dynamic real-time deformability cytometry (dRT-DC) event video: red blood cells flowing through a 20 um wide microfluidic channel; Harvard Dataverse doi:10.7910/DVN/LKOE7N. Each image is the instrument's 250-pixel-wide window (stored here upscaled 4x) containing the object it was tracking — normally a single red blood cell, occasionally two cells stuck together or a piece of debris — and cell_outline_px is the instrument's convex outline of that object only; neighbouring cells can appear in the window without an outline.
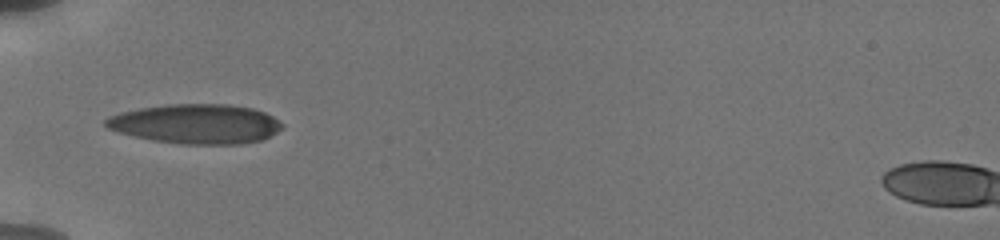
{"species": "human", "species_latin": "Homo sapiens", "temperature_condition": "cold", "stored_images_in_passage": 38, "camera_frame_rate_fps": 3000, "um_per_image_px": 0.085, "donor": {"sex": "male"}, "frame": {"image": 1, "passage_image": 1, "time_ms": 0.0, "image_size_px": [1000, 240], "cell_outline_px": [[284, 128], [260, 140], [240, 144], [180, 144], [152, 140], [116, 132], [108, 128], [104, 124], [104, 120], [108, 116], [120, 112], [140, 108], [168, 104], [228, 104], [252, 108], [264, 112], [272, 116], [284, 124]], "centroid_in_image_um": [16.63, 10.53], "position_along_channel_um": 68.4, "area_um2": 40.81}}
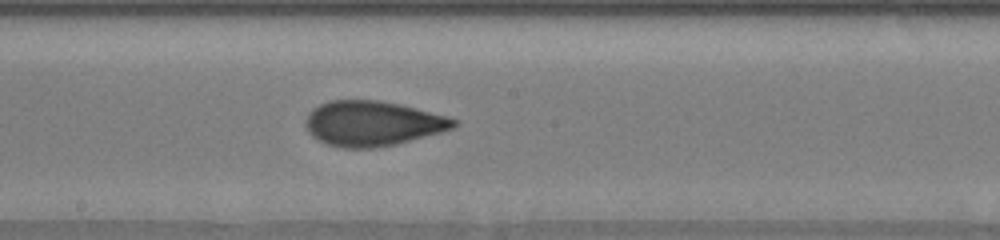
{"frame": {"image": 2, "passage_image": 25, "time_ms": 4.0, "image_size_px": [1000, 240], "cell_outline_px": [[460, 124], [452, 128], [440, 132], [396, 144], [372, 148], [344, 148], [328, 144], [312, 136], [308, 132], [304, 124], [304, 120], [308, 112], [312, 108], [328, 100], [380, 100], [400, 104], [448, 116], [460, 120]], "centroid_in_image_um": [31.66, 10.48], "position_along_channel_um": 216.5, "area_um2": 39.07}}
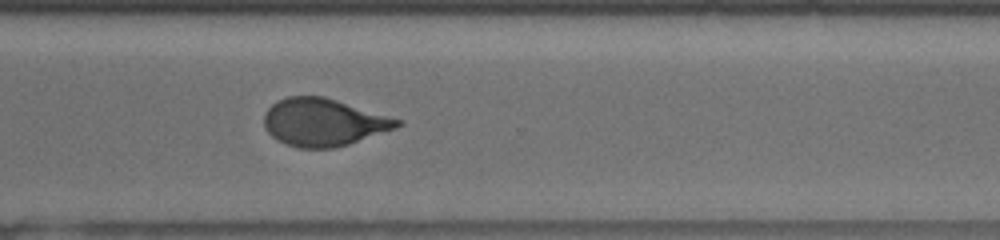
{"frame": {"image": 3, "passage_image": 38, "time_ms": 7.333, "image_size_px": [1000, 240], "cell_outline_px": [[404, 124], [396, 128], [348, 144], [332, 148], [300, 148], [276, 140], [264, 128], [264, 112], [272, 104], [288, 96], [324, 96], [404, 120]], "centroid_in_image_um": [27.51, 10.38], "position_along_channel_um": 343.1, "area_um2": 36.93}}